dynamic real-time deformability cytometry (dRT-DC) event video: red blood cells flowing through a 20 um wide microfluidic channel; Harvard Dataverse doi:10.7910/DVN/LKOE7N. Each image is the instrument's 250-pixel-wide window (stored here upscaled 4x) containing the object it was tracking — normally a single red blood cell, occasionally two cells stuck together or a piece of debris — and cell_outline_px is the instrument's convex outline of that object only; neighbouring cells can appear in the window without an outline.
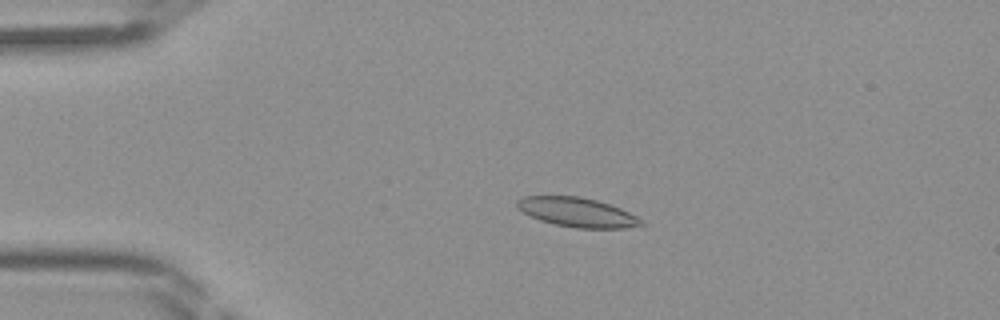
{"species": "Egyptian fruit bat (a non-hibernating species)", "species_latin": "Rousettus aegyptiacus", "temperature_condition": "room temperature", "stored_images_in_passage": 40, "camera_frame_rate_fps": 3000, "um_per_image_px": 0.085, "frame": {"image": 1, "passage_image": 6, "time_ms": 1.667, "image_size_px": [1000, 320], "cell_outline_px": [[644, 224], [624, 228], [576, 228], [556, 224], [540, 220], [516, 208], [516, 200], [524, 196], [580, 196], [596, 200], [620, 208], [636, 216]], "centroid_in_image_um": [49.02, 18.03], "position_along_channel_um": 36.0, "area_um2": 20.92}}
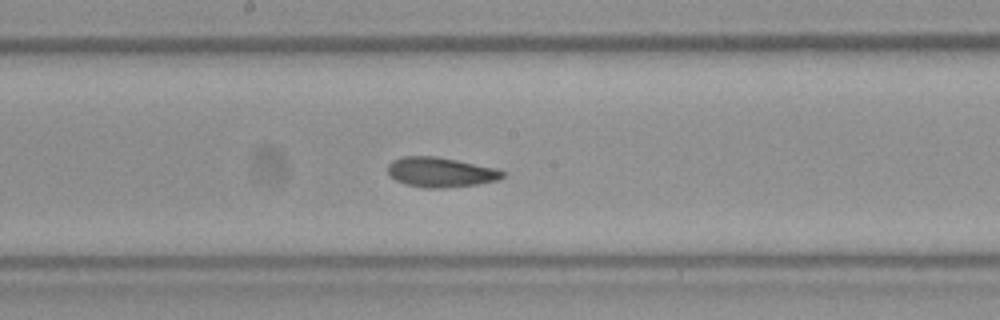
{"frame": {"image": 2, "passage_image": 20, "time_ms": 6.333, "image_size_px": [1000, 320], "cell_outline_px": [[504, 176], [500, 180], [476, 184], [444, 188], [424, 188], [408, 184], [396, 180], [388, 172], [388, 164], [392, 160], [404, 156], [436, 156], [496, 168], [504, 172]], "centroid_in_image_um": [37.46, 14.63], "position_along_channel_um": 210.7, "area_um2": 19.83}}
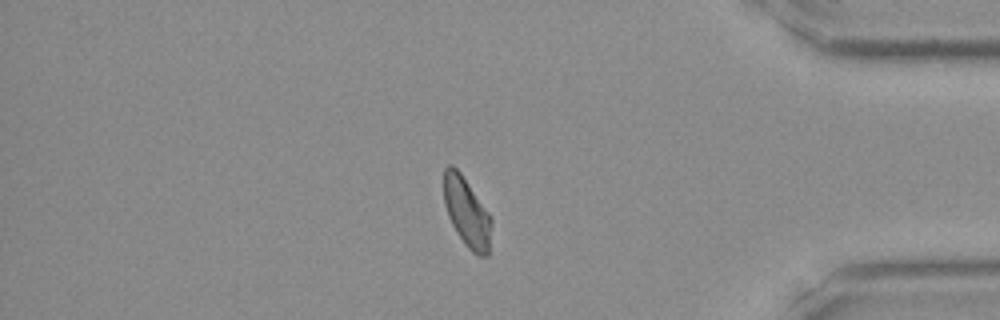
{"frame": {"image": 3, "passage_image": 34, "time_ms": 11.0, "image_size_px": [1000, 320], "cell_outline_px": [[492, 224], [488, 256], [480, 256], [472, 252], [464, 244], [456, 232], [448, 216], [444, 204], [444, 168], [448, 164], [452, 164], [460, 172], [492, 216]], "centroid_in_image_um": [39.69, 18.05], "position_along_channel_um": 395.5, "area_um2": 19.42}}